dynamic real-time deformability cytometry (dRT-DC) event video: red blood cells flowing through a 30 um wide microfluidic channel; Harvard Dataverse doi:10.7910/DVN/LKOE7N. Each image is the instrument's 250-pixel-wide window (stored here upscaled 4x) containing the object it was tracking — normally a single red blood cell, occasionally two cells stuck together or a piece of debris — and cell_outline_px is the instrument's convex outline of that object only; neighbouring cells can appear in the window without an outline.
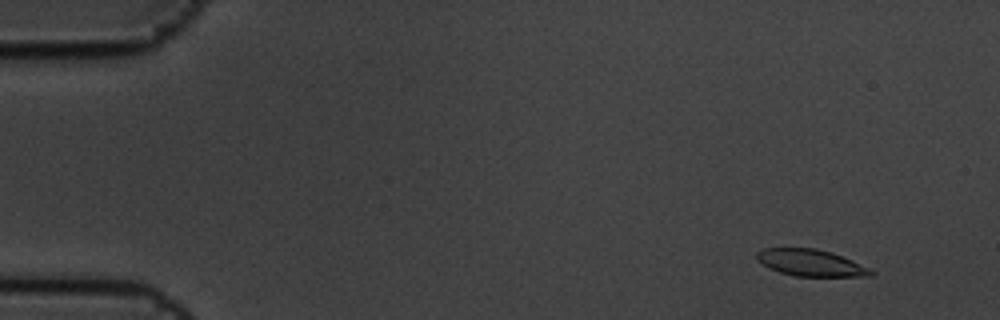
{"species": "common noctule bat (a hibernating species)", "species_latin": "Nyctalus noctula", "temperature_condition": "cold", "stored_images_in_passage": 6, "camera_frame_rate_fps": 3000, "um_per_image_px": 0.085, "animal": {"sex": "male", "body_mass_g": 19.5, "forearm_length_mm": 54.6}, "frame": {"image": 1, "passage_image": 2, "time_ms": 0.333, "image_size_px": [1000, 320], "cell_outline_px": [[876, 272], [872, 276], [796, 276], [780, 272], [768, 268], [756, 260], [756, 252], [764, 248], [816, 248], [832, 252], [852, 260]], "centroid_in_image_um": [68.89, 22.33], "position_along_channel_um": 16.1, "area_um2": 17.8}}
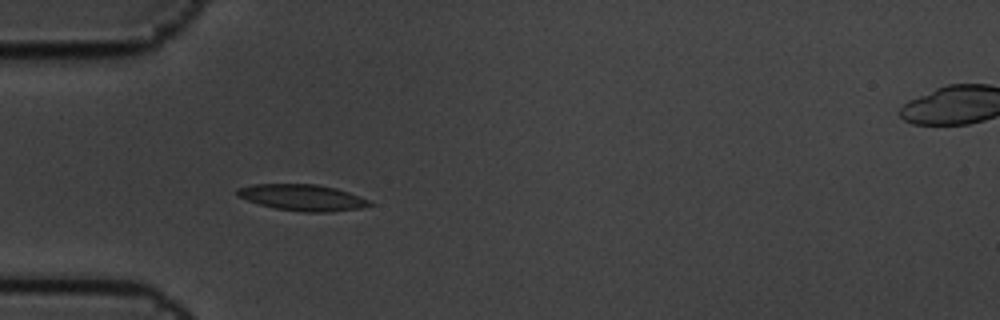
{"frame": {"image": 2, "passage_image": 5, "time_ms": 1.333, "image_size_px": [1000, 320], "cell_outline_px": [[372, 204], [360, 208], [332, 212], [304, 212], [276, 208], [260, 204], [236, 196], [236, 188], [252, 184], [316, 184], [336, 188], [348, 192], [368, 200]], "centroid_in_image_um": [25.66, 16.78], "position_along_channel_um": 59.3, "area_um2": 20.11}}